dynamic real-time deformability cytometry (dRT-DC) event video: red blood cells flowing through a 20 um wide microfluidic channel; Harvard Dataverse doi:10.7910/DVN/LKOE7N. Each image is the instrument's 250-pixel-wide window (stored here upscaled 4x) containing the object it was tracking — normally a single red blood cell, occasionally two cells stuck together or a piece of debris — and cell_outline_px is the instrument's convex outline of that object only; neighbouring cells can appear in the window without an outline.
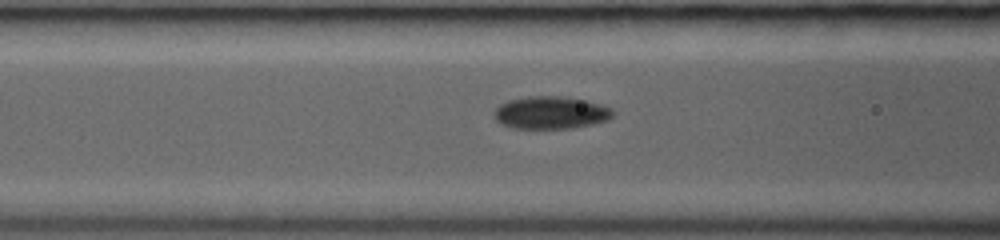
{"species": "common noctule bat (a hibernating species)", "species_latin": "Nyctalus noctula", "temperature_condition": "room temperature", "stored_images_in_passage": 17, "camera_frame_rate_fps": 3000, "um_per_image_px": 0.085, "animal": {"sex": "female", "body_mass_g": 19.0, "forearm_length_mm": 53.3}, "frame": {"image": 1, "passage_image": 15, "time_ms": 4.667, "image_size_px": [1000, 240], "cell_outline_px": [[616, 112], [608, 120], [592, 124], [572, 128], [512, 128], [500, 124], [496, 120], [492, 112], [500, 104], [508, 100], [528, 96], [564, 96], [584, 100], [600, 104], [612, 108]], "centroid_in_image_um": [46.8, 9.57], "position_along_channel_um": 119.8, "area_um2": 22.72}}